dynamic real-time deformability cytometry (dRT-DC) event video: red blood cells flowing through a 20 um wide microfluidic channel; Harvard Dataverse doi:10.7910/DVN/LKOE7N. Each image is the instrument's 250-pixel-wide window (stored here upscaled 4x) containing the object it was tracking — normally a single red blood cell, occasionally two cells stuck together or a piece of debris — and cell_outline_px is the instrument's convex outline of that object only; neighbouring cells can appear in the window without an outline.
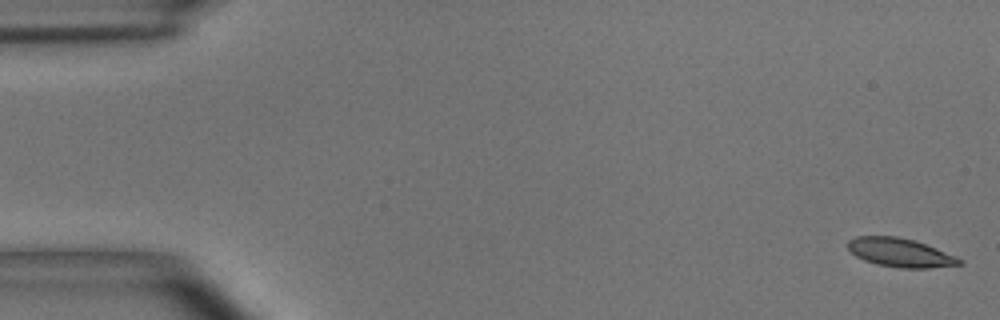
{"species": "common noctule bat (a hibernating species)", "species_latin": "Nyctalus noctula", "temperature_condition": "room temperature", "stored_images_in_passage": 55, "camera_frame_rate_fps": 3000, "um_per_image_px": 0.085, "animal": {"sex": "male", "body_mass_g": 15.6}, "frame": {"image": 1, "passage_image": 1, "time_ms": 0.0, "image_size_px": [1000, 320], "cell_outline_px": [[964, 264], [928, 268], [900, 268], [876, 264], [864, 260], [856, 256], [844, 244], [848, 240], [856, 236], [896, 236], [912, 240], [924, 244], [956, 256], [964, 260]], "centroid_in_image_um": [76.49, 21.47], "position_along_channel_um": 8.5, "area_um2": 18.67}}
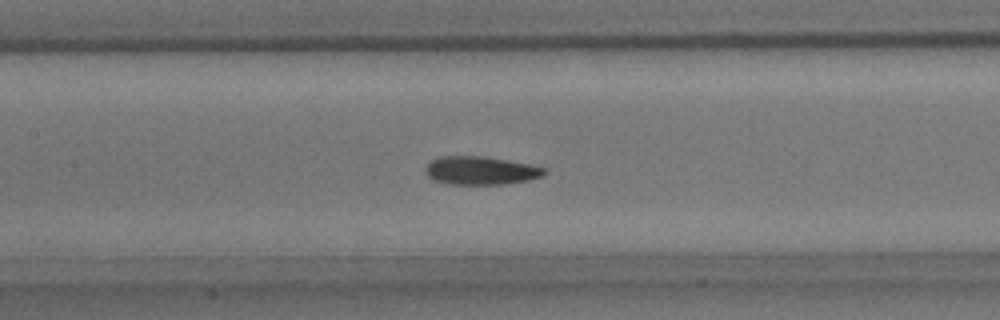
{"frame": {"image": 2, "passage_image": 25, "time_ms": 8.0, "image_size_px": [1000, 320], "cell_outline_px": [[548, 172], [544, 176], [528, 180], [504, 184], [452, 184], [432, 180], [424, 172], [424, 168], [432, 160], [440, 156], [484, 156], [508, 160], [548, 168]], "centroid_in_image_um": [40.88, 14.49], "position_along_channel_um": 166.5, "area_um2": 19.77}}
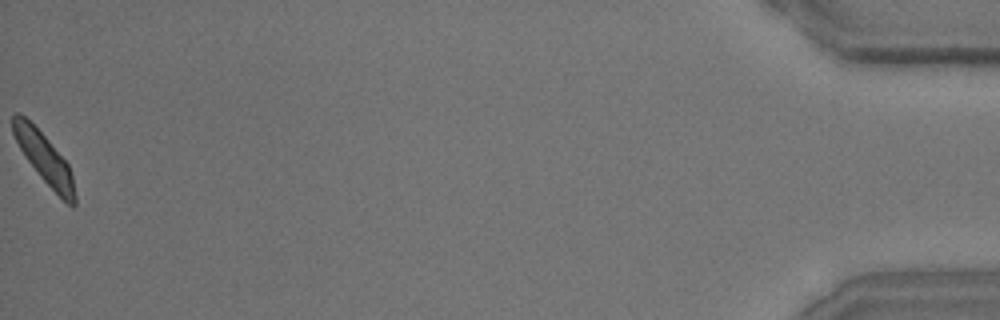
{"frame": {"image": 3, "passage_image": 55, "time_ms": 18.0, "image_size_px": [1000, 320], "cell_outline_px": [[76, 204], [72, 208], [40, 176], [28, 160], [20, 148], [12, 132], [12, 112], [20, 112], [48, 140], [68, 164], [72, 176], [76, 196]], "centroid_in_image_um": [3.76, 13.44], "position_along_channel_um": 431.4, "area_um2": 17.69}, "authors_computed_cell_mechanics": {"area_um2": 19.0162, "velocity_mm_per_s": 3.6331, "shape_relaxation_time_tau1_ms": 4.3213, "shape_relaxation_time_tau2_ms": 2.7879, "deformation_change_tau1": 0.1352, "deformation_change_tau2": 0.093}}